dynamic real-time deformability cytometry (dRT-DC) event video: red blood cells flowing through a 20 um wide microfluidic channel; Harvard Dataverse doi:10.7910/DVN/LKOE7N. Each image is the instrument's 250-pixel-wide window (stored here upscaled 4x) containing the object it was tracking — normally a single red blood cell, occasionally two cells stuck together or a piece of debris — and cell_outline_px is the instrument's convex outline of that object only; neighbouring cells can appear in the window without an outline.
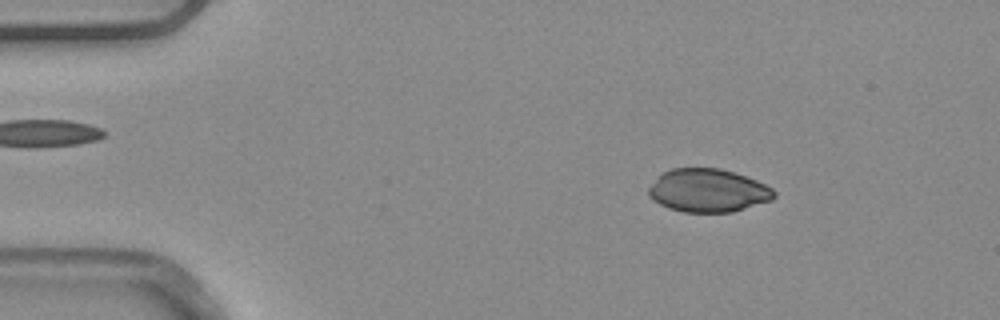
{"species": "common noctule bat (a hibernating species)", "species_latin": "Nyctalus noctula", "temperature_condition": "warm", "stored_images_in_passage": 51, "camera_frame_rate_fps": 3000, "um_per_image_px": 0.085, "animal": {"sex": "male", "body_mass_g": 20.4}, "frame": {"image": 1, "passage_image": 7, "time_ms": 2.0, "image_size_px": [1000, 320], "cell_outline_px": [[776, 196], [772, 200], [732, 212], [684, 212], [668, 208], [660, 204], [648, 196], [648, 188], [664, 172], [672, 168], [720, 168], [756, 180], [772, 188], [776, 192]], "centroid_in_image_um": [60.19, 16.2], "position_along_channel_um": 24.8, "area_um2": 31.39}}
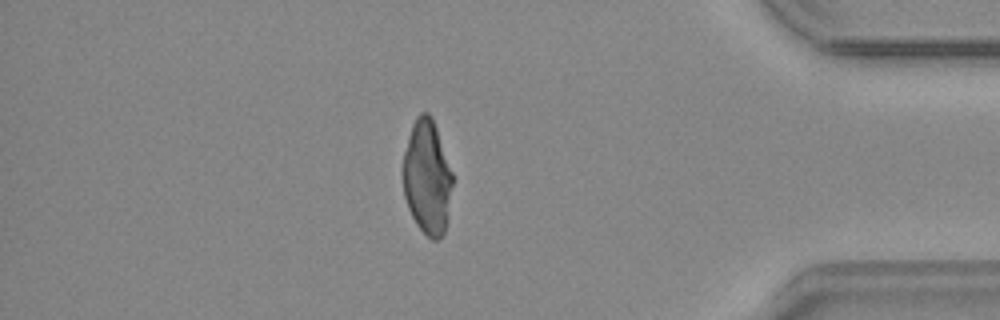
{"frame": {"image": 2, "passage_image": 44, "time_ms": 14.333, "image_size_px": [1000, 320], "cell_outline_px": [[452, 184], [444, 232], [436, 240], [432, 240], [416, 224], [408, 208], [404, 196], [404, 152], [408, 136], [412, 124], [416, 116], [420, 112], [428, 112], [432, 116], [452, 172]], "centroid_in_image_um": [36.29, 15.02], "position_along_channel_um": 398.9, "area_um2": 32.48}}